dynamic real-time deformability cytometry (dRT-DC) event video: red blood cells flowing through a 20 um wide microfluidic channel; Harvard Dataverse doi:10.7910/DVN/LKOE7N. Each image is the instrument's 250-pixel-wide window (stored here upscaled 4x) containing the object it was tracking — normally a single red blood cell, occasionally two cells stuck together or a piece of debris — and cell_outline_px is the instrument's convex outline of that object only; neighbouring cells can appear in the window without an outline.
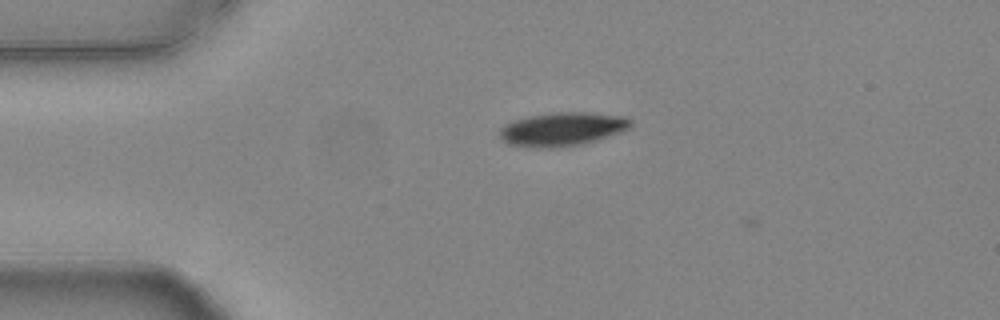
{"species": "common noctule bat (a hibernating species)", "species_latin": "Nyctalus noctula", "temperature_condition": "warm", "stored_images_in_passage": 6, "camera_frame_rate_fps": 3000, "um_per_image_px": 0.085, "animal": {"sex": "female", "body_mass_g": 24.6, "forearm_length_mm": 56.2}, "frame": {"image": 1, "passage_image": 5, "time_ms": 1.333, "image_size_px": [1000, 320], "cell_outline_px": [[632, 124], [628, 128], [620, 132], [596, 140], [580, 144], [556, 148], [532, 148], [508, 144], [500, 136], [500, 128], [504, 124], [512, 120], [528, 116], [552, 112], [588, 112], [624, 116], [632, 120]], "centroid_in_image_um": [47.76, 10.97], "position_along_channel_um": 37.2, "area_um2": 25.84}}